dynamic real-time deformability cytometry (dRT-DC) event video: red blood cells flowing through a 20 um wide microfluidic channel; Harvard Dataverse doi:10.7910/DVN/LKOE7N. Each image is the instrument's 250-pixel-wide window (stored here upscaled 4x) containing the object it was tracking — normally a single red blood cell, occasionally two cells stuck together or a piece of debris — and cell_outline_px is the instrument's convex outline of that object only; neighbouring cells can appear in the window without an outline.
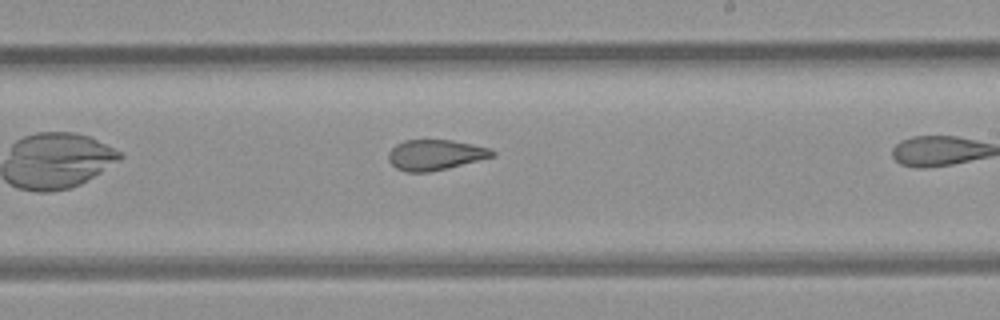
{"species": "common noctule bat (a hibernating species)", "species_latin": "Nyctalus noctula", "temperature_condition": "room temperature", "stored_images_in_passage": 15, "camera_frame_rate_fps": 3000, "um_per_image_px": 0.085, "animal": {"sex": "female", "body_mass_g": 21.9}, "frame": {"image": 1, "passage_image": 11, "time_ms": 3.333, "image_size_px": [1000, 320], "cell_outline_px": [[496, 156], [448, 168], [428, 172], [408, 172], [396, 168], [388, 160], [388, 152], [396, 144], [404, 140], [452, 140], [492, 148], [496, 152]], "centroid_in_image_um": [37.03, 13.16], "position_along_channel_um": 252.0, "area_um2": 18.55}}